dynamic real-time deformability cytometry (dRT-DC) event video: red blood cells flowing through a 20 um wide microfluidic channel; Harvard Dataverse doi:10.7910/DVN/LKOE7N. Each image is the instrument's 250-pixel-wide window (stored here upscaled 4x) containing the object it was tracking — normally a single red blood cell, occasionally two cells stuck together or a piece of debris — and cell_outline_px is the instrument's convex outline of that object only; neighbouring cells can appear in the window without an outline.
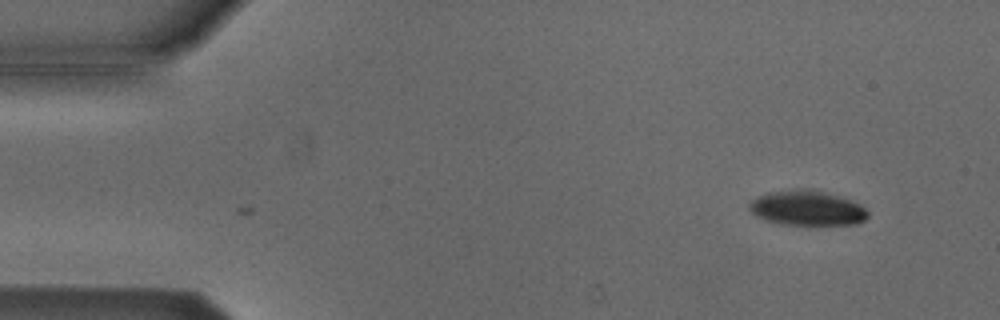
{"species": "Egyptian fruit bat (a non-hibernating species)", "species_latin": "Rousettus aegyptiacus", "temperature_condition": "cold", "stored_images_in_passage": 3, "camera_frame_rate_fps": 3000, "um_per_image_px": 0.085, "animal": {"sex": "male"}, "frame": {"image": 1, "passage_image": 3, "time_ms": 0.667, "image_size_px": [1000, 320], "cell_outline_px": [[868, 216], [864, 220], [856, 224], [780, 224], [756, 216], [748, 208], [748, 204], [756, 196], [768, 192], [800, 188], [812, 188], [852, 200], [860, 204], [868, 212]], "centroid_in_image_um": [68.59, 17.66], "position_along_channel_um": 16.4, "area_um2": 24.16}}